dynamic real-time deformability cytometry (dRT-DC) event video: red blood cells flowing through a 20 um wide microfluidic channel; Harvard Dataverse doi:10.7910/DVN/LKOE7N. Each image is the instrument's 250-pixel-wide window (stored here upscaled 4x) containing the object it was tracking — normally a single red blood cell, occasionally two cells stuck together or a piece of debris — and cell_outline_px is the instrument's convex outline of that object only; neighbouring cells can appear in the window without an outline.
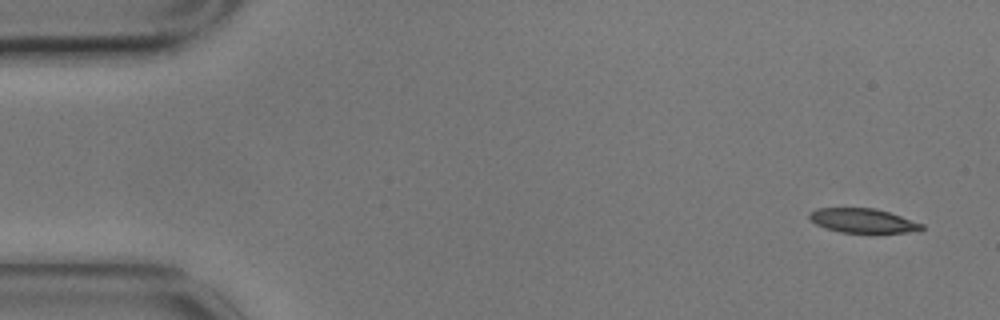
{"species": "common noctule bat (a hibernating species)", "species_latin": "Nyctalus noctula", "temperature_condition": "cold", "stored_images_in_passage": 5, "segment_of_instrument_passage": [1, 2], "camera_frame_rate_fps": 3000, "um_per_image_px": 0.085, "animal": {"sex": "male", "body_mass_g": 17.9}, "frame": {"image": 1, "passage_image": 1, "time_ms": 0.0, "image_size_px": [1000, 320], "cell_outline_px": [[924, 228], [920, 232], [840, 232], [824, 228], [816, 224], [808, 216], [808, 212], [816, 208], [876, 208], [924, 224]], "centroid_in_image_um": [73.34, 18.75], "position_along_channel_um": 11.7, "area_um2": 15.9}}
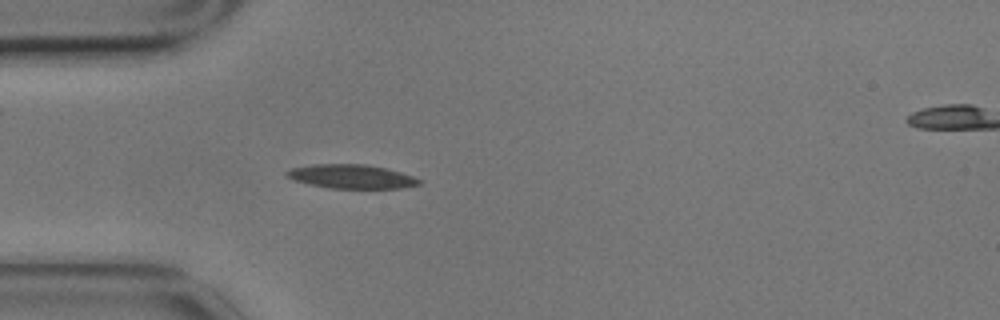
{"frame": {"image": 2, "passage_image": 4, "time_ms": 1.0, "image_size_px": [1000, 320], "cell_outline_px": [[424, 180], [420, 184], [404, 188], [328, 188], [308, 184], [292, 180], [284, 176], [284, 172], [292, 168], [312, 164], [364, 164], [388, 168]], "centroid_in_image_um": [29.85, 15.0], "position_along_channel_um": 55.1, "area_um2": 18.73}}